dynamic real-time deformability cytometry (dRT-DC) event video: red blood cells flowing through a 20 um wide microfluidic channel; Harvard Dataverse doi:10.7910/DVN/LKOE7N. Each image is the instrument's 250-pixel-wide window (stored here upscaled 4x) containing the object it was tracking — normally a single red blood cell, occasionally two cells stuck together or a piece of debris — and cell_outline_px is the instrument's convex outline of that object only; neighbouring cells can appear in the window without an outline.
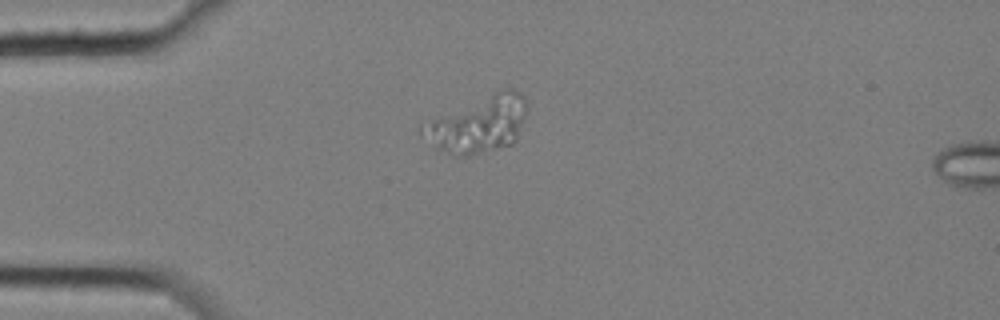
{"species": "common noctule bat (a hibernating species)", "species_latin": "Nyctalus noctula", "temperature_condition": "cold", "stored_images_in_passage": 2, "camera_frame_rate_fps": 3000, "um_per_image_px": 0.085, "animal": {"sex": "female", "body_mass_g": 25.1}, "frame": {"image": 1, "passage_image": 1, "time_ms": 0.0, "image_size_px": [1000, 320], "cell_outline_px": [[528, 108], [516, 140], [512, 144], [468, 156], [456, 156], [436, 148], [420, 136], [420, 124], [504, 88], [512, 88], [520, 92]], "centroid_in_image_um": [40.64, 10.59], "position_along_channel_um": 44.4, "area_um2": 34.04}}